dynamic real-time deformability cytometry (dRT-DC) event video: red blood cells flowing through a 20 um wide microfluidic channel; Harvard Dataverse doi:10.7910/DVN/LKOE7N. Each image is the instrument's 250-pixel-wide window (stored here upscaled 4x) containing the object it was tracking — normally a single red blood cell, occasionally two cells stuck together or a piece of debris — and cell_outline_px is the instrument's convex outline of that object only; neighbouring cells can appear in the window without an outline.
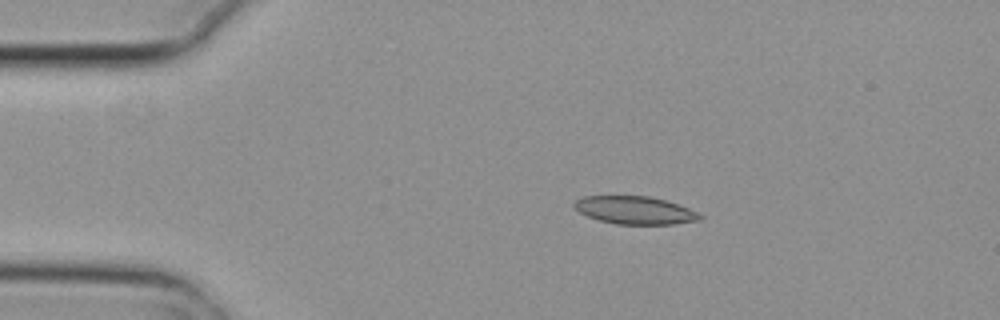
{"species": "common noctule bat (a hibernating species)", "species_latin": "Nyctalus noctula", "temperature_condition": "cold", "stored_images_in_passage": 6, "camera_frame_rate_fps": 3000, "um_per_image_px": 0.085, "animal": {"sex": "female", "body_mass_g": 29.2, "forearm_length_mm": 56.3}, "frame": {"image": 1, "passage_image": 2, "time_ms": 0.333, "image_size_px": [1000, 320], "cell_outline_px": [[704, 216], [700, 220], [672, 224], [616, 224], [600, 220], [588, 216], [580, 212], [572, 204], [576, 200], [584, 196], [648, 196], [664, 200], [688, 208]], "centroid_in_image_um": [53.96, 17.87], "position_along_channel_um": 31.0, "area_um2": 20.11}}
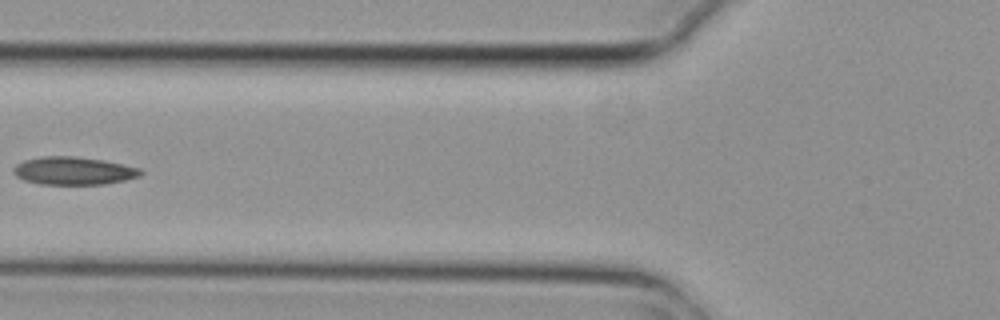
{"frame": {"image": 2, "passage_image": 5, "time_ms": 1.333, "image_size_px": [1000, 320], "cell_outline_px": [[144, 172], [140, 176], [124, 180], [104, 184], [40, 184], [24, 180], [16, 176], [12, 172], [12, 168], [16, 164], [24, 160], [44, 156], [76, 156], [104, 160], [140, 168]], "centroid_in_image_um": [6.24, 14.51], "position_along_channel_um": 119.6, "area_um2": 20.75}}
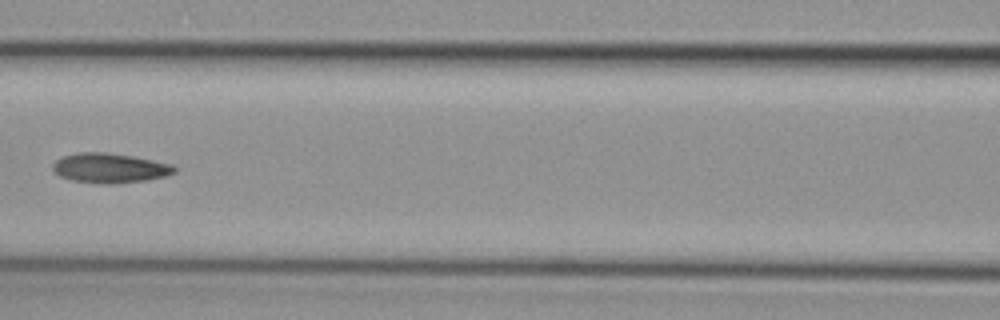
{"frame": {"image": 3, "passage_image": 6, "time_ms": 1.667, "image_size_px": [1000, 320], "cell_outline_px": [[180, 168], [176, 172], [168, 176], [148, 180], [112, 184], [100, 184], [72, 180], [60, 176], [52, 168], [52, 164], [56, 160], [64, 156], [76, 152], [108, 152], [132, 156], [172, 164]], "centroid_in_image_um": [9.38, 14.29], "position_along_channel_um": 157.2, "area_um2": 21.33}}